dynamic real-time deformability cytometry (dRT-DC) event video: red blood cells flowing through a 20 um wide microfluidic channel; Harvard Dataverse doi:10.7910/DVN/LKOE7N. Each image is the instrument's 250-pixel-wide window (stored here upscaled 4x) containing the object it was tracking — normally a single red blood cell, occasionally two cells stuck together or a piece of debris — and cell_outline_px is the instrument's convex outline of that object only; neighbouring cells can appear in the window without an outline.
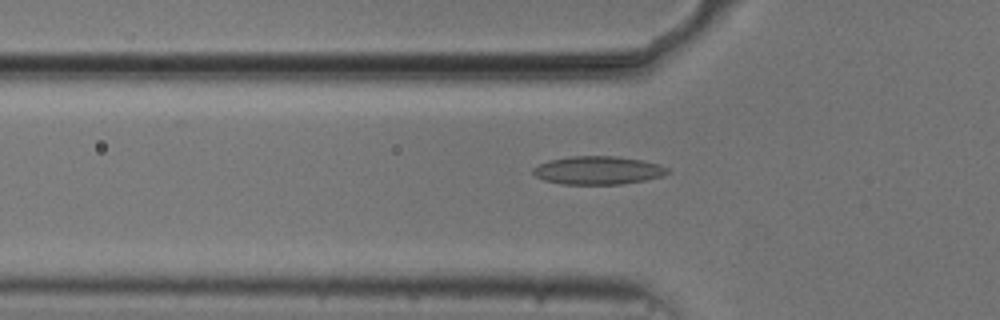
{"species": "common noctule bat (a hibernating species)", "species_latin": "Nyctalus noctula", "temperature_condition": "cold", "stored_images_in_passage": 34, "camera_frame_rate_fps": 3000, "um_per_image_px": 0.085, "animal": {"sex": "male", "body_mass_g": 20.5, "forearm_length_mm": 52.5}, "frame": {"image": 1, "passage_image": 4, "time_ms": 1.0, "image_size_px": [1000, 320], "cell_outline_px": [[672, 172], [664, 176], [644, 180], [620, 184], [560, 184], [544, 180], [536, 176], [532, 172], [532, 168], [548, 160], [572, 156], [616, 156], [644, 160], [660, 164], [668, 168]], "centroid_in_image_um": [50.86, 14.47], "position_along_channel_um": 74.9, "area_um2": 22.31}}
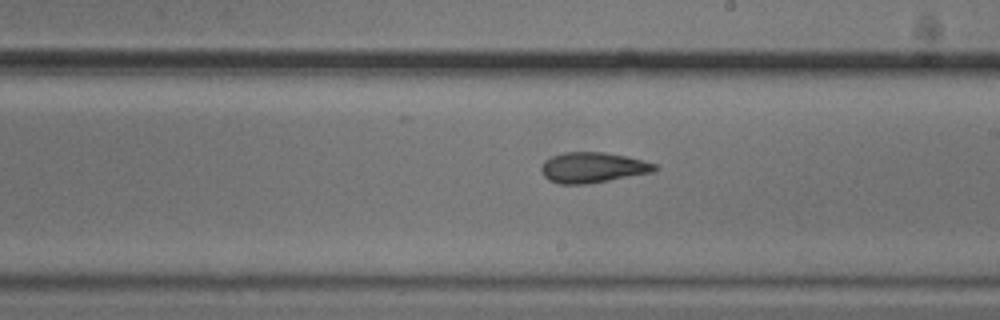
{"frame": {"image": 2, "passage_image": 17, "time_ms": 5.333, "image_size_px": [1000, 320], "cell_outline_px": [[660, 168], [652, 172], [588, 184], [560, 184], [548, 180], [544, 176], [540, 168], [544, 160], [552, 156], [564, 152], [604, 152], [644, 160], [656, 164]], "centroid_in_image_um": [50.37, 14.24], "position_along_channel_um": 238.6, "area_um2": 20.17}}
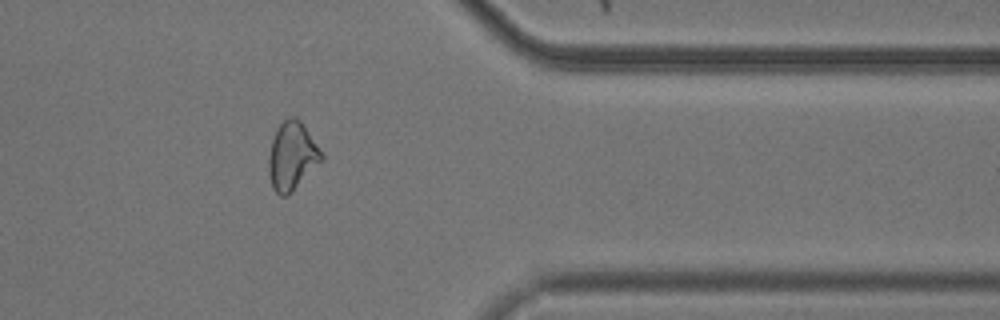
{"frame": {"image": 3, "passage_image": 30, "time_ms": 9.667, "image_size_px": [1000, 320], "cell_outline_px": [[324, 160], [288, 196], [280, 196], [272, 188], [268, 172], [268, 156], [272, 140], [276, 128], [284, 120], [292, 116], [296, 116], [300, 120], [324, 156]], "centroid_in_image_um": [24.81, 13.29], "position_along_channel_um": 386.6, "area_um2": 21.1}, "authors_computed_cell_mechanics": {"area_um2": 20.3745, "velocity_mm_per_s": 3.7431, "shape_relaxation_time_tau1_ms": null, "shape_relaxation_time_tau2_ms": 3.2368, "deformation_change_tau1": null, "deformation_change_tau2": 0.0996}}